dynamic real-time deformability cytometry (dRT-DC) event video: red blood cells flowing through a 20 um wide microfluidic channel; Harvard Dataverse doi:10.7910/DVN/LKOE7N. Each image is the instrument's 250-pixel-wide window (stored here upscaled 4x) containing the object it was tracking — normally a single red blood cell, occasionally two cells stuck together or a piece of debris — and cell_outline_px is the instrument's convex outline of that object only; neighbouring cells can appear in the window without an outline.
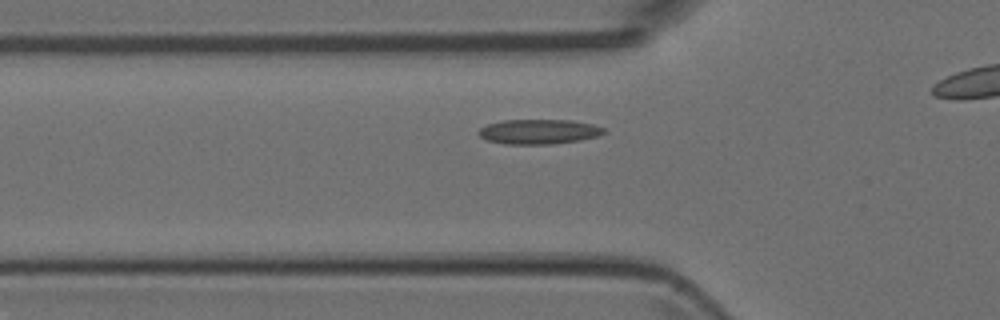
{"species": "Egyptian fruit bat (a non-hibernating species)", "species_latin": "Rousettus aegyptiacus", "temperature_condition": "room temperature", "stored_images_in_passage": 36, "camera_frame_rate_fps": 3000, "um_per_image_px": 0.085, "animal": {"sex": "female"}, "frame": {"image": 1, "passage_image": 11, "time_ms": 3.333, "image_size_px": [1000, 320], "cell_outline_px": [[604, 132], [596, 136], [580, 140], [552, 144], [504, 144], [488, 140], [480, 136], [476, 132], [480, 128], [488, 124], [500, 120], [572, 120], [592, 124], [604, 128]], "centroid_in_image_um": [45.76, 11.19], "position_along_channel_um": 80.0, "area_um2": 18.03}}
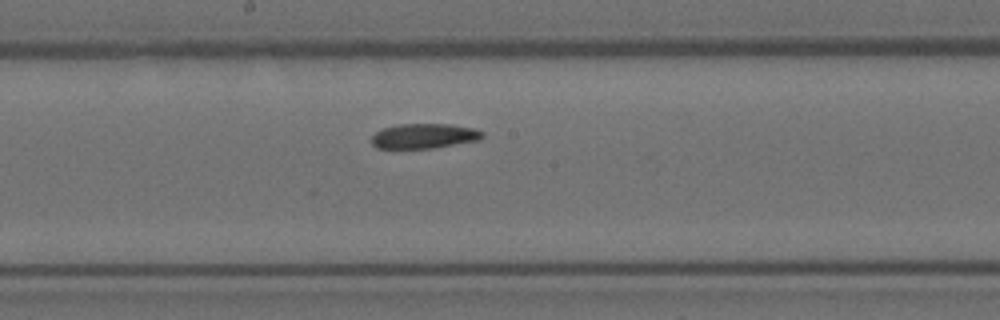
{"frame": {"image": 2, "passage_image": 21, "time_ms": 6.667, "image_size_px": [1000, 320], "cell_outline_px": [[484, 136], [480, 140], [436, 148], [376, 148], [372, 144], [372, 136], [376, 132], [384, 128], [396, 124], [452, 124], [472, 128], [484, 132]], "centroid_in_image_um": [36.08, 11.56], "position_along_channel_um": 212.1, "area_um2": 16.18}}
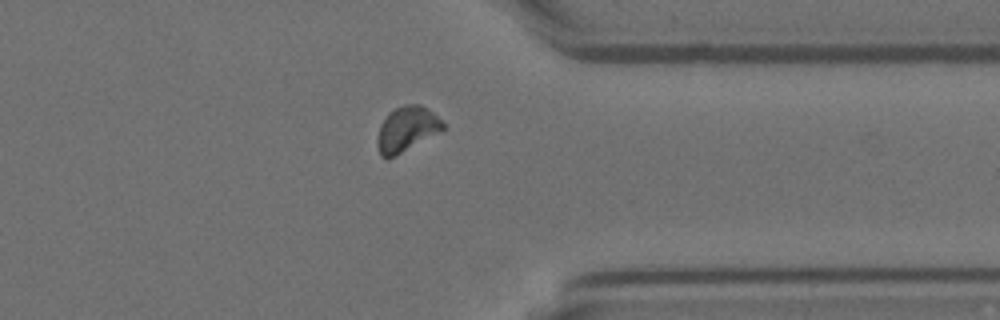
{"frame": {"image": 3, "passage_image": 34, "time_ms": 11.0, "image_size_px": [1000, 320], "cell_outline_px": [[444, 128], [440, 132], [388, 160], [380, 156], [376, 144], [376, 136], [380, 124], [388, 112], [404, 104], [420, 104], [428, 108], [444, 124]], "centroid_in_image_um": [34.51, 10.99], "position_along_channel_um": 376.9, "area_um2": 17.46}}